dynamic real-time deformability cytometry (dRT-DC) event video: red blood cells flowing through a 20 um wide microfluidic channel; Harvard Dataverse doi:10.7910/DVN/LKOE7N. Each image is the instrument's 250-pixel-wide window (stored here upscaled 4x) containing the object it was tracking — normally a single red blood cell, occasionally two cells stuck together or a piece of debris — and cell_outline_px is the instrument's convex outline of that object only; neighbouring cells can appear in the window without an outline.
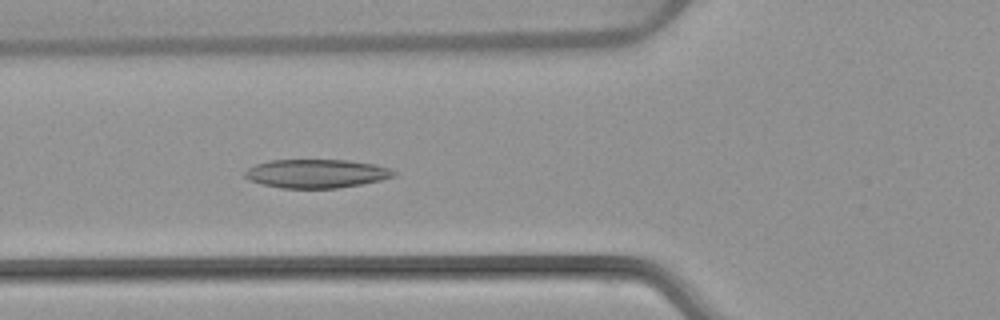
{"species": "common noctule bat (a hibernating species)", "species_latin": "Nyctalus noctula", "temperature_condition": "warm", "stored_images_in_passage": 43, "camera_frame_rate_fps": 3000, "um_per_image_px": 0.085, "animal": {"sex": "female", "body_mass_g": 22.7, "forearm_length_mm": 54.2}, "frame": {"image": 1, "passage_image": 15, "time_ms": 4.667, "image_size_px": [1000, 320], "cell_outline_px": [[396, 176], [380, 180], [360, 184], [336, 188], [280, 188], [248, 180], [244, 176], [244, 172], [248, 168], [256, 164], [272, 160], [348, 160], [372, 164], [388, 168], [396, 172]], "centroid_in_image_um": [26.87, 14.75], "position_along_channel_um": 98.9, "area_um2": 24.68}}
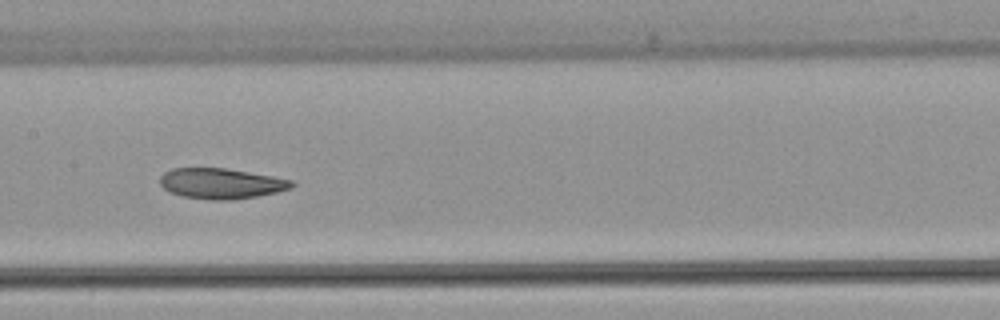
{"frame": {"image": 2, "passage_image": 22, "time_ms": 7.0, "image_size_px": [1000, 320], "cell_outline_px": [[296, 184], [292, 188], [276, 192], [256, 196], [232, 200], [212, 200], [184, 196], [172, 192], [164, 188], [160, 184], [160, 176], [164, 172], [172, 168], [224, 168], [272, 176], [292, 180]], "centroid_in_image_um": [18.81, 15.59], "position_along_channel_um": 188.6, "area_um2": 23.24}}
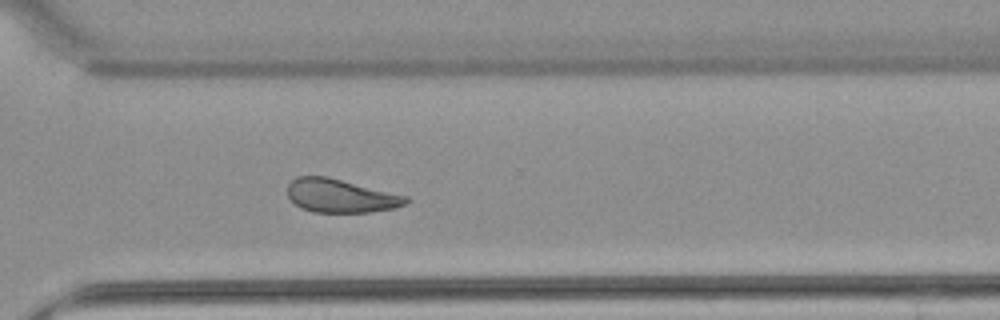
{"frame": {"image": 3, "passage_image": 34, "time_ms": 11.0, "image_size_px": [1000, 320], "cell_outline_px": [[408, 204], [392, 208], [368, 212], [312, 212], [300, 208], [288, 196], [288, 184], [296, 176], [328, 176], [408, 196]], "centroid_in_image_um": [28.94, 16.63], "position_along_channel_um": 341.7, "area_um2": 23.12}, "authors_computed_cell_mechanics": {"area_um2": 25.5476, "velocity_mm_per_s": 3.8347, "shape_relaxation_time_tau1_ms": null, "shape_relaxation_time_tau2_ms": 4.1285, "deformation_change_tau1": null, "deformation_change_tau2": 0.1195}}